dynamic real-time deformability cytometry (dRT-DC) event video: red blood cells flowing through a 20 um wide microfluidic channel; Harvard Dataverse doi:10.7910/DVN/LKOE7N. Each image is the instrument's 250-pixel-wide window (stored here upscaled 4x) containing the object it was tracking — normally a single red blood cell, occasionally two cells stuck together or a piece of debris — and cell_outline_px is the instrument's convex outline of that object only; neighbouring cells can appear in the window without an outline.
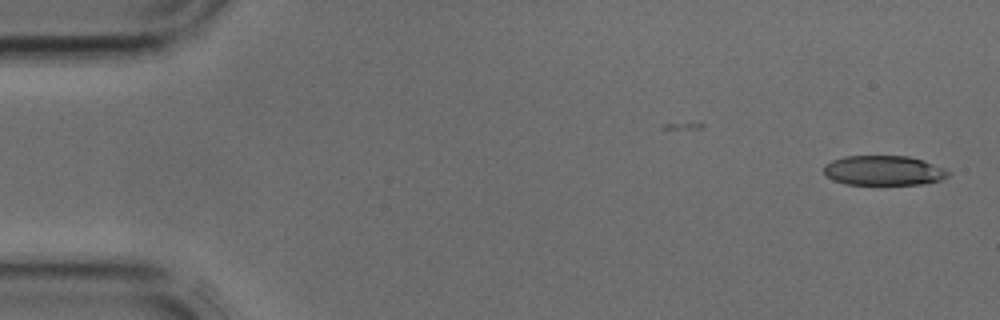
{"species": "common noctule bat (a hibernating species)", "species_latin": "Nyctalus noctula", "temperature_condition": "cold", "stored_images_in_passage": 34, "camera_frame_rate_fps": 3000, "um_per_image_px": 0.085, "animal": {"sex": "male", "body_mass_g": 17.9, "forearm_length_mm": 54.2}, "frame": {"image": 1, "passage_image": 1, "time_ms": 0.0, "image_size_px": [1000, 320], "cell_outline_px": [[948, 176], [940, 180], [924, 184], [844, 184], [832, 180], [824, 172], [824, 164], [832, 160], [844, 156], [908, 156], [924, 160], [944, 168], [948, 172]], "centroid_in_image_um": [75.09, 14.49], "position_along_channel_um": 9.9, "area_um2": 21.56}}
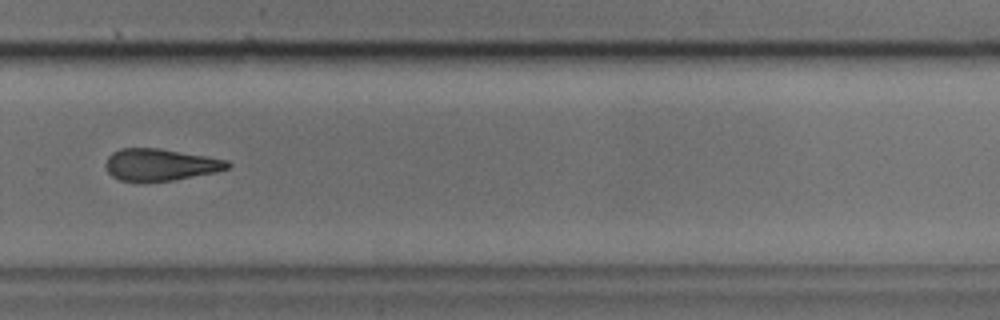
{"frame": {"image": 2, "passage_image": 28, "time_ms": 9.0, "image_size_px": [1000, 320], "cell_outline_px": [[232, 164], [228, 168], [216, 172], [172, 180], [120, 180], [112, 176], [108, 172], [104, 164], [108, 156], [112, 152], [120, 148], [160, 148], [208, 156], [228, 160]], "centroid_in_image_um": [13.64, 13.97], "position_along_channel_um": 316.2, "area_um2": 22.54}}
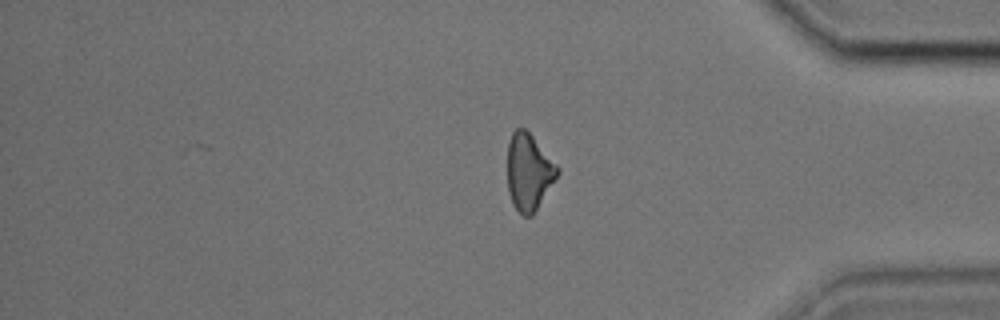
{"frame": {"image": 3, "passage_image": 34, "time_ms": 11.0, "image_size_px": [1000, 320], "cell_outline_px": [[560, 172], [532, 216], [524, 216], [512, 204], [508, 192], [508, 140], [512, 132], [516, 128], [524, 128], [532, 136], [560, 168]], "centroid_in_image_um": [44.94, 14.61], "position_along_channel_um": 390.3, "area_um2": 22.2}}